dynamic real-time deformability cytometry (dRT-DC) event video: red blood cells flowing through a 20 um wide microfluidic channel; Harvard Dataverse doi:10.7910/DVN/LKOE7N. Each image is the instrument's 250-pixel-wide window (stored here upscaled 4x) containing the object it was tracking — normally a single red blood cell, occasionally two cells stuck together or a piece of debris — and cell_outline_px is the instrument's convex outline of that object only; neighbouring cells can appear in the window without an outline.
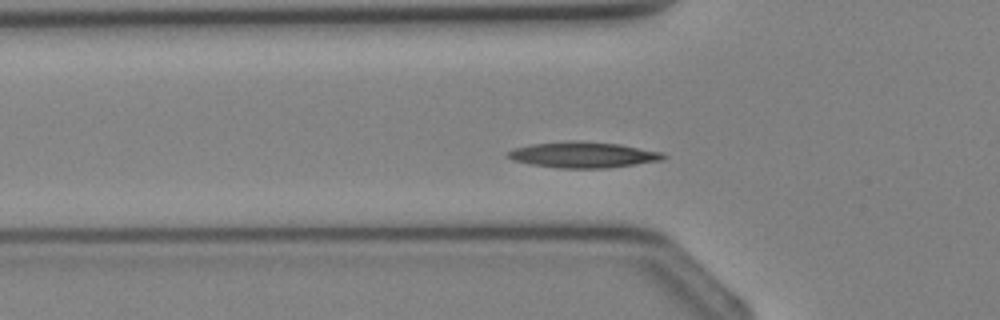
{"species": "Egyptian fruit bat (a non-hibernating species)", "species_latin": "Rousettus aegyptiacus", "temperature_condition": "cold", "stored_images_in_passage": 27, "camera_frame_rate_fps": 3000, "um_per_image_px": 0.085, "animal": {"sex": "female"}, "frame": {"image": 1, "passage_image": 2, "time_ms": 0.333, "image_size_px": [1000, 320], "cell_outline_px": [[668, 156], [664, 160], [608, 168], [560, 168], [532, 164], [512, 160], [504, 156], [504, 152], [512, 148], [532, 144], [568, 140], [580, 140], [620, 144], [660, 152]], "centroid_in_image_um": [49.51, 13.15], "position_along_channel_um": 76.3, "area_um2": 23.76}}
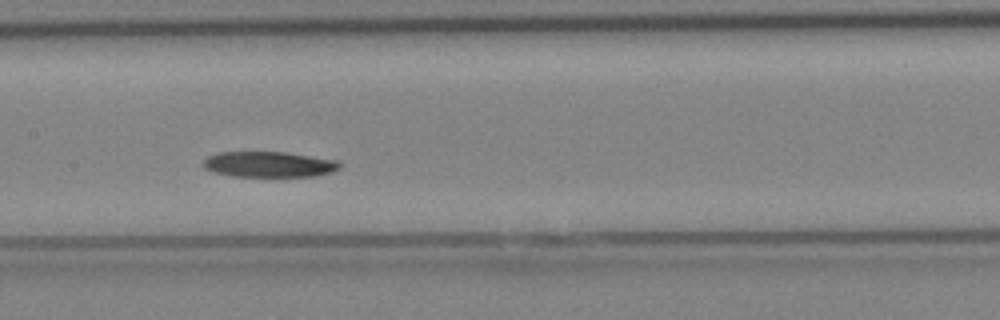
{"frame": {"image": 2, "passage_image": 8, "time_ms": 2.333, "image_size_px": [1000, 320], "cell_outline_px": [[340, 168], [332, 172], [316, 176], [232, 176], [212, 172], [204, 168], [204, 160], [208, 156], [216, 152], [284, 152], [340, 160]], "centroid_in_image_um": [22.88, 13.97], "position_along_channel_um": 184.5, "area_um2": 20.46}}
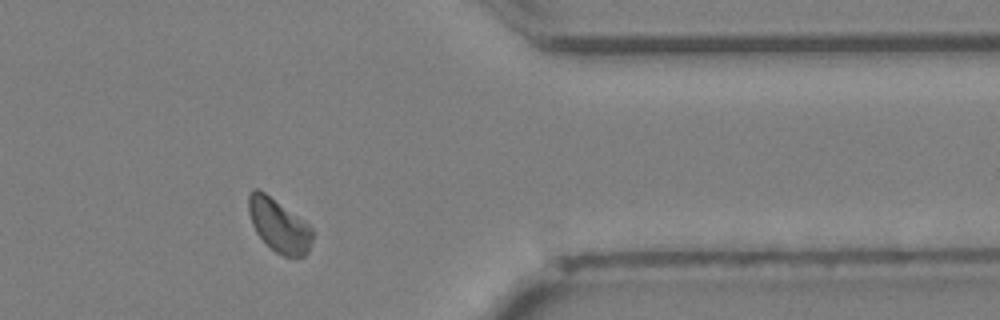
{"frame": {"image": 3, "passage_image": 20, "time_ms": 6.333, "image_size_px": [1000, 320], "cell_outline_px": [[312, 240], [308, 252], [304, 256], [284, 256], [276, 252], [256, 232], [252, 224], [248, 212], [248, 192], [252, 188], [256, 188], [264, 192], [304, 220], [312, 228]], "centroid_in_image_um": [23.69, 19.13], "position_along_channel_um": 387.7, "area_um2": 19.59}}